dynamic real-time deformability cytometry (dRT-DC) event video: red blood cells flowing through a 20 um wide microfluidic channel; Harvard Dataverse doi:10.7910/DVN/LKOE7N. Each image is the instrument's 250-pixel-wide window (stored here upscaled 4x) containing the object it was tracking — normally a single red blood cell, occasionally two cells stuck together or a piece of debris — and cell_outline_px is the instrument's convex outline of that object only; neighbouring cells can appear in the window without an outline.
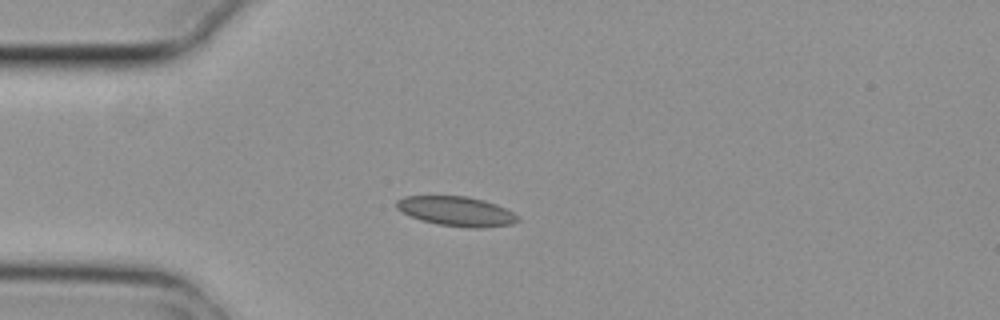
{"species": "common noctule bat (a hibernating species)", "species_latin": "Nyctalus noctula", "temperature_condition": "cold", "stored_images_in_passage": 3, "camera_frame_rate_fps": 3000, "um_per_image_px": 0.085, "animal": {"sex": "female", "body_mass_g": 29.2, "forearm_length_mm": 56.3}, "frame": {"image": 1, "passage_image": 3, "time_ms": 0.667, "image_size_px": [1000, 320], "cell_outline_px": [[520, 220], [512, 224], [484, 228], [468, 228], [440, 224], [420, 220], [400, 212], [396, 208], [396, 200], [404, 196], [468, 196], [484, 200], [496, 204], [520, 216]], "centroid_in_image_um": [38.79, 17.96], "position_along_channel_um": 46.2, "area_um2": 21.1}}